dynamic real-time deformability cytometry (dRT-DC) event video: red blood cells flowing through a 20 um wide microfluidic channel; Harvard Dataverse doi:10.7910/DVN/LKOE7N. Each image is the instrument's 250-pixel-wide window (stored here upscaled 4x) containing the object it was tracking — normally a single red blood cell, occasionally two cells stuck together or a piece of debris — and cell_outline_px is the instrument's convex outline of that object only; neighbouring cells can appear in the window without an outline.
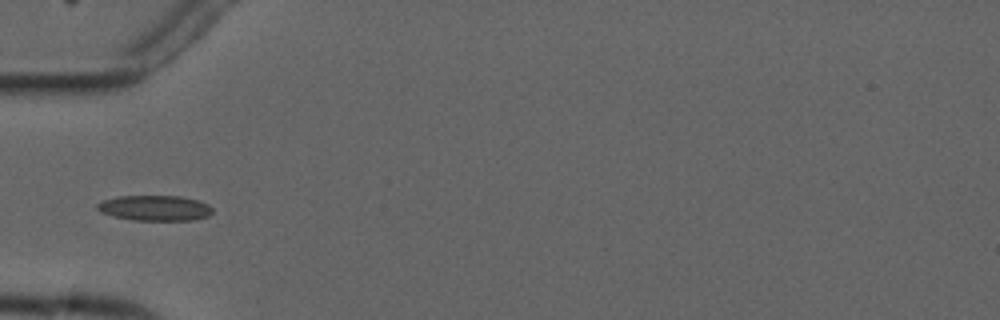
{"species": "common noctule bat (a hibernating species)", "species_latin": "Nyctalus noctula", "temperature_condition": "cold", "stored_images_in_passage": 5, "camera_frame_rate_fps": 3000, "um_per_image_px": 0.085, "animal": {"sex": "male", "forearm_length_mm": 52.5}, "frame": {"image": 1, "passage_image": 5, "time_ms": 5.667, "image_size_px": [1000, 320], "cell_outline_px": [[212, 212], [208, 216], [196, 220], [132, 220], [112, 216], [100, 212], [96, 208], [96, 204], [104, 200], [116, 196], [180, 196], [200, 200], [208, 204], [212, 208]], "centroid_in_image_um": [13.16, 17.68], "position_along_channel_um": 71.8, "area_um2": 17.22}}